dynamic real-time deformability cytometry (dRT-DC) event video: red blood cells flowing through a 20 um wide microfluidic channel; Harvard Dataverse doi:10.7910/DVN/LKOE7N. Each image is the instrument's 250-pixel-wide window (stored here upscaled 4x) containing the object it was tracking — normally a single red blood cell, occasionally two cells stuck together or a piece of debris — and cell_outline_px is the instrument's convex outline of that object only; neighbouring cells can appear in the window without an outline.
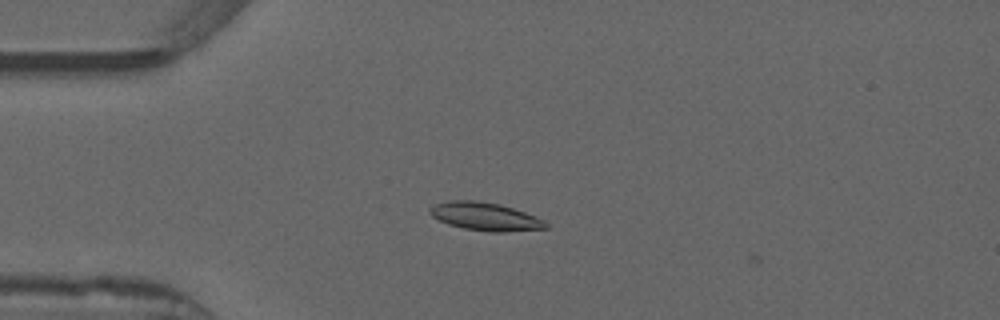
{"species": "common noctule bat (a hibernating species)", "species_latin": "Nyctalus noctula", "temperature_condition": "warm", "stored_images_in_passage": 41, "camera_frame_rate_fps": 3000, "um_per_image_px": 0.085, "animal": {"sex": "male", "forearm_length_mm": 52.5}, "frame": {"image": 1, "passage_image": 2, "time_ms": 0.333, "image_size_px": [1000, 320], "cell_outline_px": [[548, 228], [504, 232], [488, 232], [464, 228], [448, 224], [432, 216], [428, 212], [428, 208], [436, 204], [448, 200], [476, 200], [500, 204], [536, 216], [544, 220], [548, 224]], "centroid_in_image_um": [41.24, 18.4], "position_along_channel_um": 43.8, "area_um2": 19.02}}
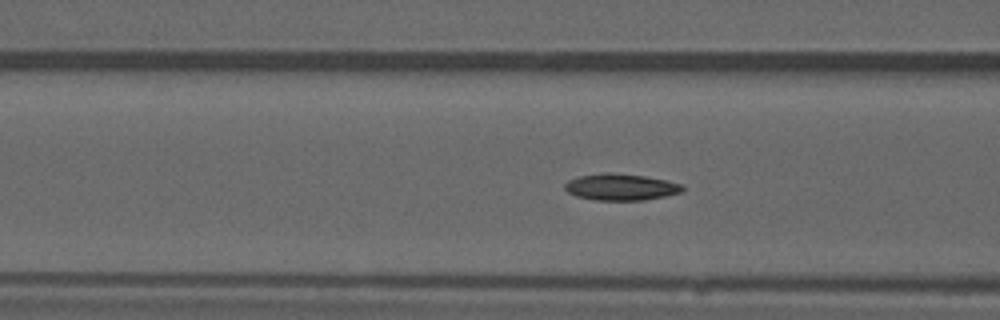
{"frame": {"image": 2, "passage_image": 9, "time_ms": 2.667, "image_size_px": [1000, 320], "cell_outline_px": [[684, 188], [680, 192], [664, 196], [644, 200], [596, 200], [576, 196], [568, 192], [564, 188], [564, 184], [568, 180], [576, 176], [604, 172], [608, 172], [644, 176], [684, 184]], "centroid_in_image_um": [52.73, 15.89], "position_along_channel_um": 113.9, "area_um2": 18.21}}
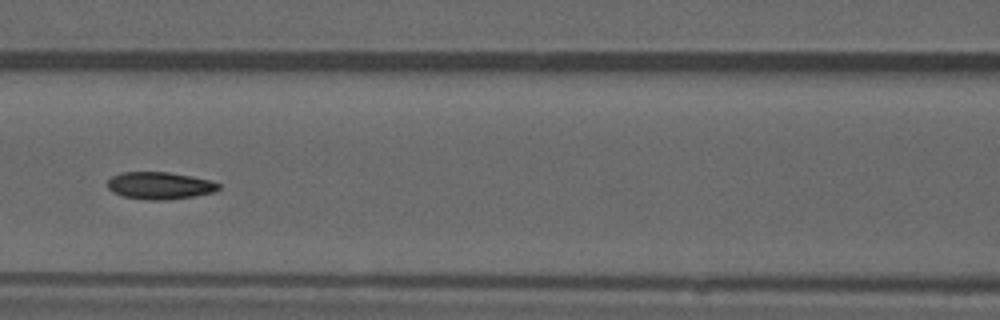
{"frame": {"image": 3, "passage_image": 12, "time_ms": 3.667, "image_size_px": [1000, 320], "cell_outline_px": [[220, 188], [216, 192], [192, 196], [164, 200], [148, 200], [124, 196], [112, 192], [108, 188], [108, 180], [112, 176], [120, 172], [168, 172], [192, 176], [208, 180], [220, 184]], "centroid_in_image_um": [13.57, 15.77], "position_along_channel_um": 153.0, "area_um2": 17.57}, "authors_computed_cell_mechanics": {"area_um2": 17.5134, "velocity_mm_per_s": 3.9027, "shape_relaxation_time_tau1_ms": null, "shape_relaxation_time_tau2_ms": 2.847, "deformation_change_tau1": null, "deformation_change_tau2": 0.0811}}